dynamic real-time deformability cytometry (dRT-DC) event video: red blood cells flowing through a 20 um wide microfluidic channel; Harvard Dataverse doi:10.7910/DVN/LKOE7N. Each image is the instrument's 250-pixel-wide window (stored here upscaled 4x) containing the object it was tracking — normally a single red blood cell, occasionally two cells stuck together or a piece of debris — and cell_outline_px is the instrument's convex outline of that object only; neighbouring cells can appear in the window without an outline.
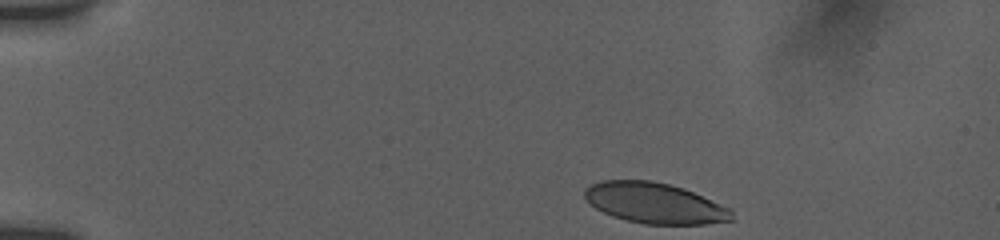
{"species": "human", "species_latin": "Homo sapiens", "temperature_condition": "room temperature", "stored_images_in_passage": 41, "camera_frame_rate_fps": 3000, "um_per_image_px": 0.085, "donor": {"sex": "female"}, "frame": {"image": 1, "passage_image": 1, "time_ms": 0.0, "image_size_px": [1000, 240], "cell_outline_px": [[732, 220], [704, 224], [644, 224], [612, 216], [596, 208], [584, 196], [584, 188], [600, 180], [652, 180], [684, 188], [732, 208]], "centroid_in_image_um": [55.66, 17.25], "position_along_channel_um": 29.3, "area_um2": 34.8}}
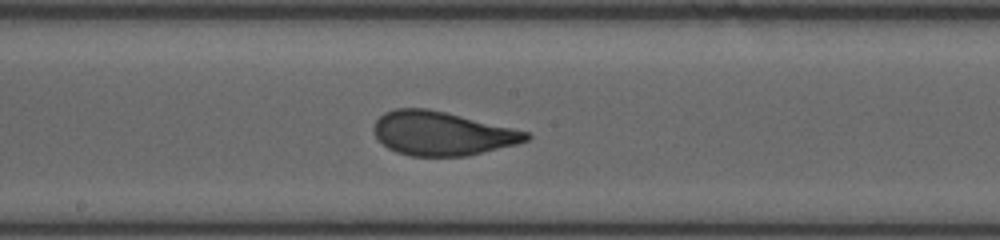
{"frame": {"image": 2, "passage_image": 22, "time_ms": 7.0, "image_size_px": [1000, 240], "cell_outline_px": [[532, 136], [528, 140], [516, 144], [468, 156], [412, 156], [396, 152], [388, 148], [376, 136], [372, 128], [376, 120], [384, 112], [396, 108], [428, 108], [512, 128], [528, 132]], "centroid_in_image_um": [37.55, 11.34], "position_along_channel_um": 210.7, "area_um2": 38.73}}
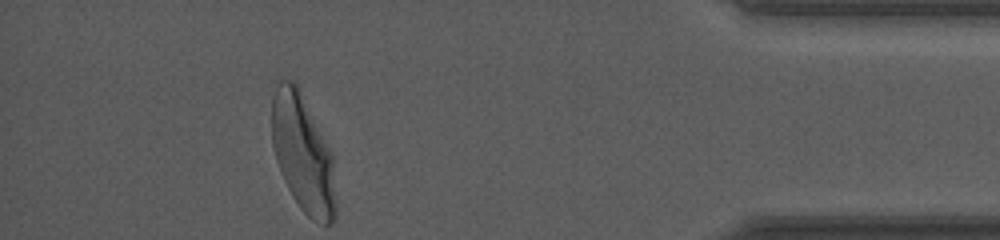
{"frame": {"image": 3, "passage_image": 41, "time_ms": 13.333, "image_size_px": [1000, 240], "cell_outline_px": [[336, 216], [332, 224], [324, 224], [312, 220], [300, 208], [292, 196], [280, 172], [276, 160], [272, 144], [272, 96], [280, 80], [292, 80], [300, 88], [332, 164], [336, 204]], "centroid_in_image_um": [25.69, 13.1], "position_along_channel_um": 409.5, "area_um2": 42.6}, "authors_computed_cell_mechanics": {"area_um2": 38.726, "velocity_mm_per_s": 3.8217, "shape_relaxation_time_tau1_ms": 3.5132, "shape_relaxation_time_tau2_ms": null, "deformation_change_tau1": 0.1758, "deformation_change_tau2": null}}